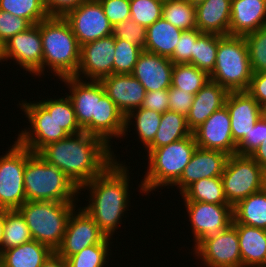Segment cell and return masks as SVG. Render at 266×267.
I'll list each match as a JSON object with an SVG mask.
<instances>
[{
	"instance_id": "6da1fadb",
	"label": "cell",
	"mask_w": 266,
	"mask_h": 267,
	"mask_svg": "<svg viewBox=\"0 0 266 267\" xmlns=\"http://www.w3.org/2000/svg\"><path fill=\"white\" fill-rule=\"evenodd\" d=\"M113 149L101 138L83 131L47 144L38 154L65 173L80 189L117 162Z\"/></svg>"
},
{
	"instance_id": "7a4b0ae2",
	"label": "cell",
	"mask_w": 266,
	"mask_h": 267,
	"mask_svg": "<svg viewBox=\"0 0 266 267\" xmlns=\"http://www.w3.org/2000/svg\"><path fill=\"white\" fill-rule=\"evenodd\" d=\"M114 161L102 174L80 188V194L88 192L84 210L93 218L100 231L113 239L115 231L121 228L124 213L130 211L129 197L130 166L126 162ZM129 169V170H128ZM85 189V190H84ZM81 191H84L81 193ZM89 196V197H88ZM126 211V212H125Z\"/></svg>"
},
{
	"instance_id": "3957f363",
	"label": "cell",
	"mask_w": 266,
	"mask_h": 267,
	"mask_svg": "<svg viewBox=\"0 0 266 267\" xmlns=\"http://www.w3.org/2000/svg\"><path fill=\"white\" fill-rule=\"evenodd\" d=\"M40 35L43 75L47 71L59 80L74 77L79 67L81 46L68 21L63 16H49L40 22Z\"/></svg>"
},
{
	"instance_id": "277c9868",
	"label": "cell",
	"mask_w": 266,
	"mask_h": 267,
	"mask_svg": "<svg viewBox=\"0 0 266 267\" xmlns=\"http://www.w3.org/2000/svg\"><path fill=\"white\" fill-rule=\"evenodd\" d=\"M193 134L151 150L147 156V170L138 185L142 195L154 194L153 191L162 187L170 189L181 177L190 162L196 148Z\"/></svg>"
},
{
	"instance_id": "5b68a950",
	"label": "cell",
	"mask_w": 266,
	"mask_h": 267,
	"mask_svg": "<svg viewBox=\"0 0 266 267\" xmlns=\"http://www.w3.org/2000/svg\"><path fill=\"white\" fill-rule=\"evenodd\" d=\"M23 180L26 201H80V189L65 173L47 163L38 153L28 157Z\"/></svg>"
},
{
	"instance_id": "8992f818",
	"label": "cell",
	"mask_w": 266,
	"mask_h": 267,
	"mask_svg": "<svg viewBox=\"0 0 266 267\" xmlns=\"http://www.w3.org/2000/svg\"><path fill=\"white\" fill-rule=\"evenodd\" d=\"M78 202L26 201L17 210L24 217L33 240L53 251L61 245L69 217Z\"/></svg>"
},
{
	"instance_id": "52a82bcc",
	"label": "cell",
	"mask_w": 266,
	"mask_h": 267,
	"mask_svg": "<svg viewBox=\"0 0 266 267\" xmlns=\"http://www.w3.org/2000/svg\"><path fill=\"white\" fill-rule=\"evenodd\" d=\"M248 47L243 36L218 35L215 68L210 80L229 92L247 91L252 78Z\"/></svg>"
},
{
	"instance_id": "ba28073f",
	"label": "cell",
	"mask_w": 266,
	"mask_h": 267,
	"mask_svg": "<svg viewBox=\"0 0 266 267\" xmlns=\"http://www.w3.org/2000/svg\"><path fill=\"white\" fill-rule=\"evenodd\" d=\"M221 179L225 197L233 207L264 189L265 170L251 156L230 155Z\"/></svg>"
},
{
	"instance_id": "9c48e42d",
	"label": "cell",
	"mask_w": 266,
	"mask_h": 267,
	"mask_svg": "<svg viewBox=\"0 0 266 267\" xmlns=\"http://www.w3.org/2000/svg\"><path fill=\"white\" fill-rule=\"evenodd\" d=\"M0 156V209L17 210L26 202L24 169L33 153L16 140Z\"/></svg>"
},
{
	"instance_id": "30bf717a",
	"label": "cell",
	"mask_w": 266,
	"mask_h": 267,
	"mask_svg": "<svg viewBox=\"0 0 266 267\" xmlns=\"http://www.w3.org/2000/svg\"><path fill=\"white\" fill-rule=\"evenodd\" d=\"M20 110L24 111L30 125L18 131L15 139L20 145L33 153H38L43 147L69 136L63 127L54 119L53 115L38 102H27L26 99L18 102ZM30 127V128H29Z\"/></svg>"
},
{
	"instance_id": "8fae6325",
	"label": "cell",
	"mask_w": 266,
	"mask_h": 267,
	"mask_svg": "<svg viewBox=\"0 0 266 267\" xmlns=\"http://www.w3.org/2000/svg\"><path fill=\"white\" fill-rule=\"evenodd\" d=\"M203 267H242L236 227L231 224L220 233L205 237L192 247Z\"/></svg>"
},
{
	"instance_id": "7c38bea8",
	"label": "cell",
	"mask_w": 266,
	"mask_h": 267,
	"mask_svg": "<svg viewBox=\"0 0 266 267\" xmlns=\"http://www.w3.org/2000/svg\"><path fill=\"white\" fill-rule=\"evenodd\" d=\"M80 46L113 34V26L98 0H86L63 16Z\"/></svg>"
},
{
	"instance_id": "4fadbf2b",
	"label": "cell",
	"mask_w": 266,
	"mask_h": 267,
	"mask_svg": "<svg viewBox=\"0 0 266 267\" xmlns=\"http://www.w3.org/2000/svg\"><path fill=\"white\" fill-rule=\"evenodd\" d=\"M15 62L25 74L43 77V45L40 22L17 33L5 43V61Z\"/></svg>"
},
{
	"instance_id": "5bb4252c",
	"label": "cell",
	"mask_w": 266,
	"mask_h": 267,
	"mask_svg": "<svg viewBox=\"0 0 266 267\" xmlns=\"http://www.w3.org/2000/svg\"><path fill=\"white\" fill-rule=\"evenodd\" d=\"M189 216L194 246L205 237L220 233L233 221V207L230 204H213L197 201H183Z\"/></svg>"
},
{
	"instance_id": "9a60e30c",
	"label": "cell",
	"mask_w": 266,
	"mask_h": 267,
	"mask_svg": "<svg viewBox=\"0 0 266 267\" xmlns=\"http://www.w3.org/2000/svg\"><path fill=\"white\" fill-rule=\"evenodd\" d=\"M106 238L93 218L79 205L71 213L61 245L55 252L67 259L86 247L102 243Z\"/></svg>"
},
{
	"instance_id": "2e32d148",
	"label": "cell",
	"mask_w": 266,
	"mask_h": 267,
	"mask_svg": "<svg viewBox=\"0 0 266 267\" xmlns=\"http://www.w3.org/2000/svg\"><path fill=\"white\" fill-rule=\"evenodd\" d=\"M114 58L115 37L113 35L88 42L81 46L79 67L74 77L81 80L101 81L113 74Z\"/></svg>"
},
{
	"instance_id": "e0dca14e",
	"label": "cell",
	"mask_w": 266,
	"mask_h": 267,
	"mask_svg": "<svg viewBox=\"0 0 266 267\" xmlns=\"http://www.w3.org/2000/svg\"><path fill=\"white\" fill-rule=\"evenodd\" d=\"M230 126V115L225 105L212 113L192 134L199 148L235 155L237 144L232 138Z\"/></svg>"
},
{
	"instance_id": "ac0fdd59",
	"label": "cell",
	"mask_w": 266,
	"mask_h": 267,
	"mask_svg": "<svg viewBox=\"0 0 266 267\" xmlns=\"http://www.w3.org/2000/svg\"><path fill=\"white\" fill-rule=\"evenodd\" d=\"M66 88L67 96L72 101L76 119L83 129L92 119H97L98 101L106 93L100 81H87L75 77L60 79Z\"/></svg>"
},
{
	"instance_id": "d6986e66",
	"label": "cell",
	"mask_w": 266,
	"mask_h": 267,
	"mask_svg": "<svg viewBox=\"0 0 266 267\" xmlns=\"http://www.w3.org/2000/svg\"><path fill=\"white\" fill-rule=\"evenodd\" d=\"M225 105L230 115L232 138L238 144L264 115V109L247 91L229 92Z\"/></svg>"
},
{
	"instance_id": "ffe728a7",
	"label": "cell",
	"mask_w": 266,
	"mask_h": 267,
	"mask_svg": "<svg viewBox=\"0 0 266 267\" xmlns=\"http://www.w3.org/2000/svg\"><path fill=\"white\" fill-rule=\"evenodd\" d=\"M229 155L197 147L180 179L171 187H177L181 194L193 182L202 178L221 177Z\"/></svg>"
},
{
	"instance_id": "44dd1931",
	"label": "cell",
	"mask_w": 266,
	"mask_h": 267,
	"mask_svg": "<svg viewBox=\"0 0 266 267\" xmlns=\"http://www.w3.org/2000/svg\"><path fill=\"white\" fill-rule=\"evenodd\" d=\"M173 67L174 63L169 58L143 50L132 75L146 92L168 90L171 87Z\"/></svg>"
},
{
	"instance_id": "7402d4cb",
	"label": "cell",
	"mask_w": 266,
	"mask_h": 267,
	"mask_svg": "<svg viewBox=\"0 0 266 267\" xmlns=\"http://www.w3.org/2000/svg\"><path fill=\"white\" fill-rule=\"evenodd\" d=\"M100 82L125 117L142 106L146 90L132 74H112Z\"/></svg>"
},
{
	"instance_id": "603a6c76",
	"label": "cell",
	"mask_w": 266,
	"mask_h": 267,
	"mask_svg": "<svg viewBox=\"0 0 266 267\" xmlns=\"http://www.w3.org/2000/svg\"><path fill=\"white\" fill-rule=\"evenodd\" d=\"M83 131L101 138L112 147V139L123 138L125 116L105 93L98 101L97 119H92Z\"/></svg>"
},
{
	"instance_id": "cb8c5ba5",
	"label": "cell",
	"mask_w": 266,
	"mask_h": 267,
	"mask_svg": "<svg viewBox=\"0 0 266 267\" xmlns=\"http://www.w3.org/2000/svg\"><path fill=\"white\" fill-rule=\"evenodd\" d=\"M266 26V0H231L229 35L244 36Z\"/></svg>"
},
{
	"instance_id": "d4e9b609",
	"label": "cell",
	"mask_w": 266,
	"mask_h": 267,
	"mask_svg": "<svg viewBox=\"0 0 266 267\" xmlns=\"http://www.w3.org/2000/svg\"><path fill=\"white\" fill-rule=\"evenodd\" d=\"M229 91L222 85L209 80L195 95L186 116L188 128L193 131L206 121L216 110L225 106Z\"/></svg>"
},
{
	"instance_id": "484cf974",
	"label": "cell",
	"mask_w": 266,
	"mask_h": 267,
	"mask_svg": "<svg viewBox=\"0 0 266 267\" xmlns=\"http://www.w3.org/2000/svg\"><path fill=\"white\" fill-rule=\"evenodd\" d=\"M195 7L196 28L200 32L229 35L231 0H205Z\"/></svg>"
},
{
	"instance_id": "4316f807",
	"label": "cell",
	"mask_w": 266,
	"mask_h": 267,
	"mask_svg": "<svg viewBox=\"0 0 266 267\" xmlns=\"http://www.w3.org/2000/svg\"><path fill=\"white\" fill-rule=\"evenodd\" d=\"M238 233L242 267L266 266V230L233 224Z\"/></svg>"
},
{
	"instance_id": "83f0119b",
	"label": "cell",
	"mask_w": 266,
	"mask_h": 267,
	"mask_svg": "<svg viewBox=\"0 0 266 267\" xmlns=\"http://www.w3.org/2000/svg\"><path fill=\"white\" fill-rule=\"evenodd\" d=\"M54 251L36 240L3 250L1 267H41Z\"/></svg>"
},
{
	"instance_id": "f1b7e54d",
	"label": "cell",
	"mask_w": 266,
	"mask_h": 267,
	"mask_svg": "<svg viewBox=\"0 0 266 267\" xmlns=\"http://www.w3.org/2000/svg\"><path fill=\"white\" fill-rule=\"evenodd\" d=\"M145 51L170 58L183 30L160 18L147 29Z\"/></svg>"
},
{
	"instance_id": "f546056e",
	"label": "cell",
	"mask_w": 266,
	"mask_h": 267,
	"mask_svg": "<svg viewBox=\"0 0 266 267\" xmlns=\"http://www.w3.org/2000/svg\"><path fill=\"white\" fill-rule=\"evenodd\" d=\"M232 224H244L266 230V189L240 200L233 206Z\"/></svg>"
},
{
	"instance_id": "4dcf8cb0",
	"label": "cell",
	"mask_w": 266,
	"mask_h": 267,
	"mask_svg": "<svg viewBox=\"0 0 266 267\" xmlns=\"http://www.w3.org/2000/svg\"><path fill=\"white\" fill-rule=\"evenodd\" d=\"M162 114L149 110L143 107L132 110L125 117V132L123 135V141L126 135H128V131L130 133L131 129H128L132 126V130L134 128L133 133L136 134L137 141L140 142V145L145 149L153 142L156 132L158 131ZM143 145H142V144Z\"/></svg>"
},
{
	"instance_id": "1f68e13d",
	"label": "cell",
	"mask_w": 266,
	"mask_h": 267,
	"mask_svg": "<svg viewBox=\"0 0 266 267\" xmlns=\"http://www.w3.org/2000/svg\"><path fill=\"white\" fill-rule=\"evenodd\" d=\"M192 134L188 128L186 117L174 111L162 113L160 125L153 142L144 149L147 154L155 149L172 142L186 138Z\"/></svg>"
},
{
	"instance_id": "d6a6232c",
	"label": "cell",
	"mask_w": 266,
	"mask_h": 267,
	"mask_svg": "<svg viewBox=\"0 0 266 267\" xmlns=\"http://www.w3.org/2000/svg\"><path fill=\"white\" fill-rule=\"evenodd\" d=\"M180 195L184 201L229 204L224 194L221 177L202 178L195 181Z\"/></svg>"
},
{
	"instance_id": "836d02e7",
	"label": "cell",
	"mask_w": 266,
	"mask_h": 267,
	"mask_svg": "<svg viewBox=\"0 0 266 267\" xmlns=\"http://www.w3.org/2000/svg\"><path fill=\"white\" fill-rule=\"evenodd\" d=\"M59 96L53 98H43V100H39V103L50 113L53 115L54 119L57 123L65 129V131L69 135H75L83 132V129L77 122L75 110L72 104V101L67 96Z\"/></svg>"
},
{
	"instance_id": "e575fe53",
	"label": "cell",
	"mask_w": 266,
	"mask_h": 267,
	"mask_svg": "<svg viewBox=\"0 0 266 267\" xmlns=\"http://www.w3.org/2000/svg\"><path fill=\"white\" fill-rule=\"evenodd\" d=\"M162 18L183 31L196 29V7L187 0H164Z\"/></svg>"
},
{
	"instance_id": "d590c367",
	"label": "cell",
	"mask_w": 266,
	"mask_h": 267,
	"mask_svg": "<svg viewBox=\"0 0 266 267\" xmlns=\"http://www.w3.org/2000/svg\"><path fill=\"white\" fill-rule=\"evenodd\" d=\"M2 251L32 241L29 227L18 210H5Z\"/></svg>"
},
{
	"instance_id": "8d00e7d4",
	"label": "cell",
	"mask_w": 266,
	"mask_h": 267,
	"mask_svg": "<svg viewBox=\"0 0 266 267\" xmlns=\"http://www.w3.org/2000/svg\"><path fill=\"white\" fill-rule=\"evenodd\" d=\"M209 80V75L206 72L199 70L192 64H174L172 87L195 95Z\"/></svg>"
},
{
	"instance_id": "74e56055",
	"label": "cell",
	"mask_w": 266,
	"mask_h": 267,
	"mask_svg": "<svg viewBox=\"0 0 266 267\" xmlns=\"http://www.w3.org/2000/svg\"><path fill=\"white\" fill-rule=\"evenodd\" d=\"M113 239L106 238L102 243L91 245L66 259L68 267H105L111 257ZM110 251V252H109ZM110 255V256H109ZM108 260V261H107Z\"/></svg>"
},
{
	"instance_id": "f35d334b",
	"label": "cell",
	"mask_w": 266,
	"mask_h": 267,
	"mask_svg": "<svg viewBox=\"0 0 266 267\" xmlns=\"http://www.w3.org/2000/svg\"><path fill=\"white\" fill-rule=\"evenodd\" d=\"M218 48V35L211 33H201L193 49V65L208 75L215 68Z\"/></svg>"
},
{
	"instance_id": "ab89813d",
	"label": "cell",
	"mask_w": 266,
	"mask_h": 267,
	"mask_svg": "<svg viewBox=\"0 0 266 267\" xmlns=\"http://www.w3.org/2000/svg\"><path fill=\"white\" fill-rule=\"evenodd\" d=\"M0 10L25 18L32 25L50 16L43 0H0Z\"/></svg>"
},
{
	"instance_id": "60d3db41",
	"label": "cell",
	"mask_w": 266,
	"mask_h": 267,
	"mask_svg": "<svg viewBox=\"0 0 266 267\" xmlns=\"http://www.w3.org/2000/svg\"><path fill=\"white\" fill-rule=\"evenodd\" d=\"M253 73L266 72V26L243 36Z\"/></svg>"
},
{
	"instance_id": "b9f144b4",
	"label": "cell",
	"mask_w": 266,
	"mask_h": 267,
	"mask_svg": "<svg viewBox=\"0 0 266 267\" xmlns=\"http://www.w3.org/2000/svg\"><path fill=\"white\" fill-rule=\"evenodd\" d=\"M164 0H130V18L146 29L162 18Z\"/></svg>"
},
{
	"instance_id": "7bdbcfd3",
	"label": "cell",
	"mask_w": 266,
	"mask_h": 267,
	"mask_svg": "<svg viewBox=\"0 0 266 267\" xmlns=\"http://www.w3.org/2000/svg\"><path fill=\"white\" fill-rule=\"evenodd\" d=\"M143 50L122 39H115L113 74H132L140 53Z\"/></svg>"
},
{
	"instance_id": "ee69618b",
	"label": "cell",
	"mask_w": 266,
	"mask_h": 267,
	"mask_svg": "<svg viewBox=\"0 0 266 267\" xmlns=\"http://www.w3.org/2000/svg\"><path fill=\"white\" fill-rule=\"evenodd\" d=\"M146 28L136 23L131 18L125 20L119 24H116L113 27V36L115 39L126 40L129 43H132L142 50L145 49Z\"/></svg>"
},
{
	"instance_id": "f6af8a7d",
	"label": "cell",
	"mask_w": 266,
	"mask_h": 267,
	"mask_svg": "<svg viewBox=\"0 0 266 267\" xmlns=\"http://www.w3.org/2000/svg\"><path fill=\"white\" fill-rule=\"evenodd\" d=\"M262 142H266V116L263 115L249 133L237 144L236 154L250 156Z\"/></svg>"
},
{
	"instance_id": "bcb514c9",
	"label": "cell",
	"mask_w": 266,
	"mask_h": 267,
	"mask_svg": "<svg viewBox=\"0 0 266 267\" xmlns=\"http://www.w3.org/2000/svg\"><path fill=\"white\" fill-rule=\"evenodd\" d=\"M201 33L197 28L183 31L173 55L169 59L174 64L189 63L193 65L194 44Z\"/></svg>"
},
{
	"instance_id": "7dc6e473",
	"label": "cell",
	"mask_w": 266,
	"mask_h": 267,
	"mask_svg": "<svg viewBox=\"0 0 266 267\" xmlns=\"http://www.w3.org/2000/svg\"><path fill=\"white\" fill-rule=\"evenodd\" d=\"M32 24L25 18L0 10V40L5 44L12 36L26 31Z\"/></svg>"
},
{
	"instance_id": "c3c4849f",
	"label": "cell",
	"mask_w": 266,
	"mask_h": 267,
	"mask_svg": "<svg viewBox=\"0 0 266 267\" xmlns=\"http://www.w3.org/2000/svg\"><path fill=\"white\" fill-rule=\"evenodd\" d=\"M106 17L114 27L125 20L130 19V0H98Z\"/></svg>"
},
{
	"instance_id": "681fc988",
	"label": "cell",
	"mask_w": 266,
	"mask_h": 267,
	"mask_svg": "<svg viewBox=\"0 0 266 267\" xmlns=\"http://www.w3.org/2000/svg\"><path fill=\"white\" fill-rule=\"evenodd\" d=\"M168 97L169 110L186 117L193 103L194 95L171 86L168 89Z\"/></svg>"
},
{
	"instance_id": "f907efd6",
	"label": "cell",
	"mask_w": 266,
	"mask_h": 267,
	"mask_svg": "<svg viewBox=\"0 0 266 267\" xmlns=\"http://www.w3.org/2000/svg\"><path fill=\"white\" fill-rule=\"evenodd\" d=\"M143 108L164 113L169 110L168 90L146 92L142 106Z\"/></svg>"
},
{
	"instance_id": "816d5d0a",
	"label": "cell",
	"mask_w": 266,
	"mask_h": 267,
	"mask_svg": "<svg viewBox=\"0 0 266 267\" xmlns=\"http://www.w3.org/2000/svg\"><path fill=\"white\" fill-rule=\"evenodd\" d=\"M247 92L263 109L266 108V72L252 74Z\"/></svg>"
},
{
	"instance_id": "f5cc1de1",
	"label": "cell",
	"mask_w": 266,
	"mask_h": 267,
	"mask_svg": "<svg viewBox=\"0 0 266 267\" xmlns=\"http://www.w3.org/2000/svg\"><path fill=\"white\" fill-rule=\"evenodd\" d=\"M50 16H64L69 10L78 7L86 0H43Z\"/></svg>"
},
{
	"instance_id": "db71d44e",
	"label": "cell",
	"mask_w": 266,
	"mask_h": 267,
	"mask_svg": "<svg viewBox=\"0 0 266 267\" xmlns=\"http://www.w3.org/2000/svg\"><path fill=\"white\" fill-rule=\"evenodd\" d=\"M250 156L266 170V142H262Z\"/></svg>"
},
{
	"instance_id": "11a10c76",
	"label": "cell",
	"mask_w": 266,
	"mask_h": 267,
	"mask_svg": "<svg viewBox=\"0 0 266 267\" xmlns=\"http://www.w3.org/2000/svg\"><path fill=\"white\" fill-rule=\"evenodd\" d=\"M41 267H68L66 259L59 256L55 251L47 258Z\"/></svg>"
},
{
	"instance_id": "9f6ffc18",
	"label": "cell",
	"mask_w": 266,
	"mask_h": 267,
	"mask_svg": "<svg viewBox=\"0 0 266 267\" xmlns=\"http://www.w3.org/2000/svg\"><path fill=\"white\" fill-rule=\"evenodd\" d=\"M4 224H5V209H0V253L2 252Z\"/></svg>"
},
{
	"instance_id": "6f0895ef",
	"label": "cell",
	"mask_w": 266,
	"mask_h": 267,
	"mask_svg": "<svg viewBox=\"0 0 266 267\" xmlns=\"http://www.w3.org/2000/svg\"><path fill=\"white\" fill-rule=\"evenodd\" d=\"M5 61V44L0 40V62Z\"/></svg>"
},
{
	"instance_id": "680465c9",
	"label": "cell",
	"mask_w": 266,
	"mask_h": 267,
	"mask_svg": "<svg viewBox=\"0 0 266 267\" xmlns=\"http://www.w3.org/2000/svg\"><path fill=\"white\" fill-rule=\"evenodd\" d=\"M187 1H189L192 5L196 6L197 4L204 2L205 0H187Z\"/></svg>"
},
{
	"instance_id": "91938a15",
	"label": "cell",
	"mask_w": 266,
	"mask_h": 267,
	"mask_svg": "<svg viewBox=\"0 0 266 267\" xmlns=\"http://www.w3.org/2000/svg\"><path fill=\"white\" fill-rule=\"evenodd\" d=\"M264 188L266 189V170H265Z\"/></svg>"
}]
</instances>
